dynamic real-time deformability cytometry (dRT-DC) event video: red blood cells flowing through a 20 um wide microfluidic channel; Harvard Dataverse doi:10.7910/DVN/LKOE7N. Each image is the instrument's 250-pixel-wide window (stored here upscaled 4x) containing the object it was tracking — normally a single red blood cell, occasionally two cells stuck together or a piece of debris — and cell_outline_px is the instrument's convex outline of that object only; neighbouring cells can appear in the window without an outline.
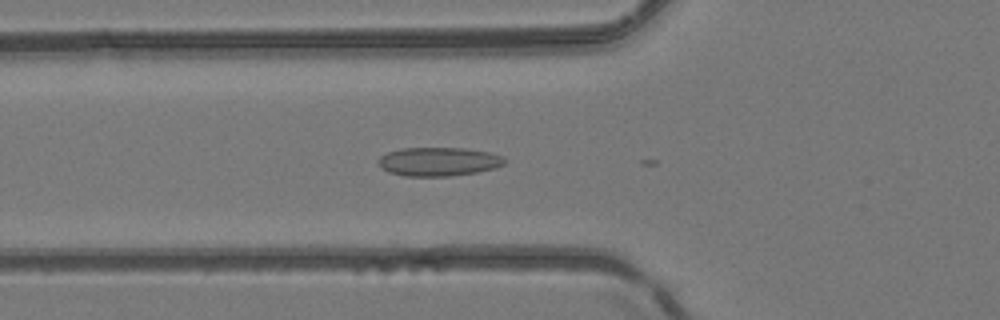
{"species": "common noctule bat (a hibernating species)", "species_latin": "Nyctalus noctula", "temperature_condition": "room temperature", "stored_images_in_passage": 13, "camera_frame_rate_fps": 3000, "um_per_image_px": 0.085, "animal": {"sex": "female", "body_mass_g": 24.6, "forearm_length_mm": 56.2}, "frame": {"image": 1, "passage_image": 9, "time_ms": 2.667, "image_size_px": [1000, 320], "cell_outline_px": [[508, 160], [504, 164], [496, 168], [476, 172], [452, 176], [404, 176], [388, 172], [380, 168], [380, 156], [388, 152], [400, 148], [464, 148], [488, 152], [504, 156]], "centroid_in_image_um": [37.31, 13.74], "position_along_channel_um": 88.5, "area_um2": 21.27}}
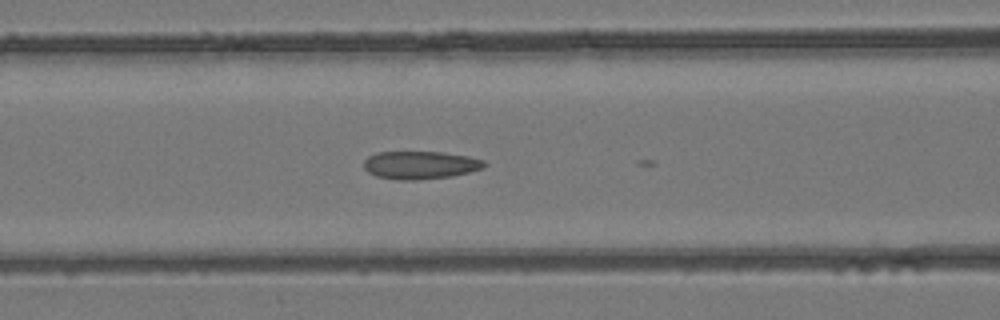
{"frame": {"image": 2, "passage_image": 12, "time_ms": 3.667, "image_size_px": [1000, 320], "cell_outline_px": [[488, 164], [484, 168], [452, 176], [416, 180], [400, 180], [376, 176], [368, 172], [364, 168], [364, 160], [368, 156], [376, 152], [444, 152], [468, 156], [484, 160]], "centroid_in_image_um": [35.73, 14.02], "position_along_channel_um": 130.9, "area_um2": 19.71}}